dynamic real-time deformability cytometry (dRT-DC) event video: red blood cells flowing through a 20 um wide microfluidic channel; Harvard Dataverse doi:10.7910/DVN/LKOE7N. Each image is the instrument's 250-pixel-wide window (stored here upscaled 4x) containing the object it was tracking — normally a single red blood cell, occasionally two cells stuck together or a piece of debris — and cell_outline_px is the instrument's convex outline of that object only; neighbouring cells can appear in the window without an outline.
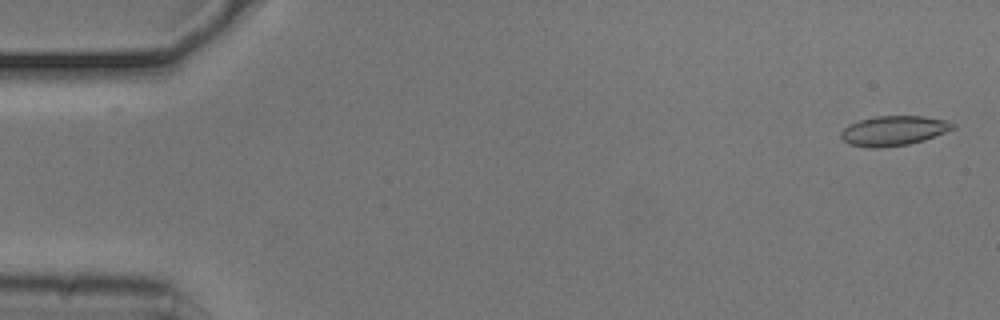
{"species": "common noctule bat (a hibernating species)", "species_latin": "Nyctalus noctula", "temperature_condition": "cold", "stored_images_in_passage": 9, "camera_frame_rate_fps": 3000, "um_per_image_px": 0.085, "animal": {"sex": "male", "body_mass_g": 20.5, "forearm_length_mm": 52.5}, "frame": {"image": 1, "passage_image": 2, "time_ms": 0.333, "image_size_px": [1000, 320], "cell_outline_px": [[956, 128], [924, 140], [908, 144], [880, 148], [868, 148], [848, 144], [840, 136], [840, 132], [848, 124], [860, 120], [876, 116], [924, 116], [948, 120], [956, 124]], "centroid_in_image_um": [75.97, 11.11], "position_along_channel_um": 9.0, "area_um2": 19.59}}